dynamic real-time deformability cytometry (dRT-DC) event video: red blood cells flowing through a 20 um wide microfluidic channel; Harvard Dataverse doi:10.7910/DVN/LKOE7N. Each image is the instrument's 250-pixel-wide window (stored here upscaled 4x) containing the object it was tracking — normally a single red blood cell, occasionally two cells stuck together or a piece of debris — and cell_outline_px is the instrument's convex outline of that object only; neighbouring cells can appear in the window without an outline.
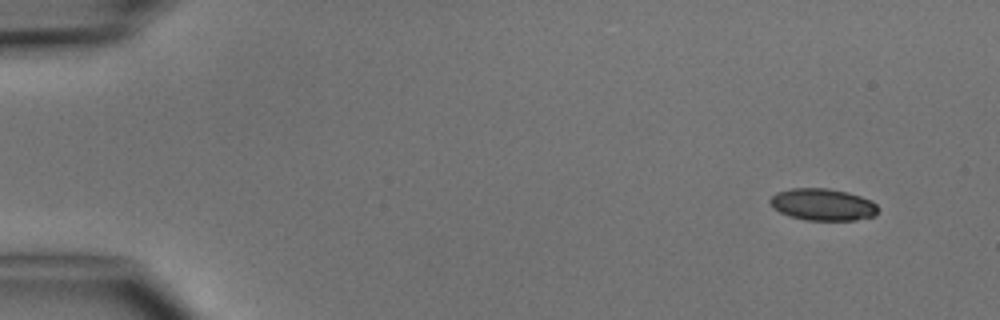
{"species": "common noctule bat (a hibernating species)", "species_latin": "Nyctalus noctula", "temperature_condition": "cold", "stored_images_in_passage": 5, "segment_of_instrument_passage": [2, 2], "camera_frame_rate_fps": 3000, "um_per_image_px": 0.085, "animal": {"sex": "male", "body_mass_g": 15.6}, "frame": {"image": 1, "passage_image": 5, "time_ms": 5.667, "image_size_px": [1000, 320], "cell_outline_px": [[876, 216], [856, 220], [808, 220], [792, 216], [780, 212], [772, 208], [768, 200], [776, 192], [792, 188], [828, 188], [848, 192], [872, 200], [876, 204]], "centroid_in_image_um": [69.92, 17.38], "position_along_channel_um": 15.1, "area_um2": 20.11}}